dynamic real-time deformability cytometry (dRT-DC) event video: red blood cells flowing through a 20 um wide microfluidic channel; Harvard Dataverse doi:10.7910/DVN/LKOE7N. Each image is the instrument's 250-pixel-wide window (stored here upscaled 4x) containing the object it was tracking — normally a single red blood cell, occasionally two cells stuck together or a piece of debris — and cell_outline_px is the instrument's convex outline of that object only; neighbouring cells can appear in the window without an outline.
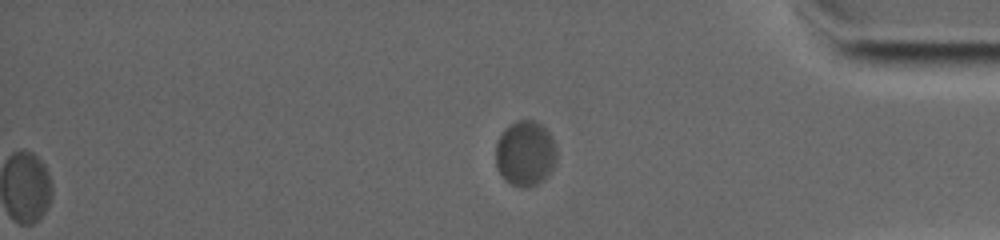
{"species": "common noctule bat (a hibernating species)", "species_latin": "Nyctalus noctula", "temperature_condition": "warm", "stored_images_in_passage": 70, "segment_of_instrument_passage": [2, 2], "camera_frame_rate_fps": 4500, "um_per_image_px": 0.085, "animal": {"sex": "female", "body_mass_g": 19.0, "forearm_length_mm": 53.3}, "frame": {"image": 1, "passage_image": 70, "time_ms": 18.667, "image_size_px": [1000, 240], "cell_outline_px": [[556, 160], [548, 176], [544, 180], [528, 188], [524, 188], [512, 184], [504, 180], [496, 168], [496, 140], [504, 128], [516, 120], [532, 120], [540, 124], [552, 136], [556, 144]], "centroid_in_image_um": [44.63, 13.04], "position_along_channel_um": 390.6, "area_um2": 23.52}}